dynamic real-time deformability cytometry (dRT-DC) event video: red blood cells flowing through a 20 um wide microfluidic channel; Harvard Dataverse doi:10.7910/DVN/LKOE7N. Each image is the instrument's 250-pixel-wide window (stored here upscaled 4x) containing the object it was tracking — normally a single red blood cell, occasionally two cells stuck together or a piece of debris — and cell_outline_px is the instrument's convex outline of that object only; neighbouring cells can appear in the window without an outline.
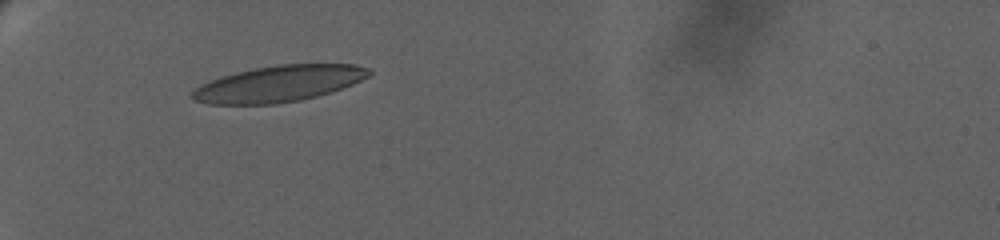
{"species": "human", "species_latin": "Homo sapiens", "temperature_condition": "warm", "stored_images_in_passage": 54, "camera_frame_rate_fps": 3000, "um_per_image_px": 0.085, "donor": {"sex": "female"}, "frame": {"image": 1, "passage_image": 1, "time_ms": 0.0, "image_size_px": [1000, 240], "cell_outline_px": [[372, 76], [332, 92], [300, 100], [276, 104], [208, 104], [192, 100], [188, 96], [200, 84], [220, 76], [236, 72], [276, 64], [356, 64], [372, 68]], "centroid_in_image_um": [23.72, 7.11], "position_along_channel_um": 61.3, "area_um2": 37.69}}
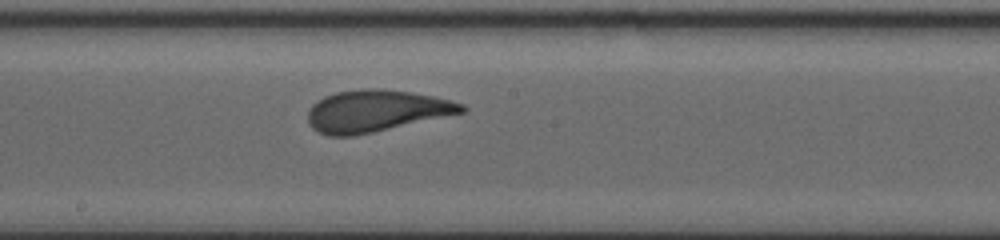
{"frame": {"image": 2, "passage_image": 29, "time_ms": 6.0, "image_size_px": [1000, 240], "cell_outline_px": [[468, 108], [464, 112], [372, 132], [352, 136], [328, 136], [312, 128], [308, 124], [308, 108], [316, 100], [324, 96], [336, 92], [364, 88], [376, 88], [412, 92], [452, 100], [464, 104]], "centroid_in_image_um": [31.93, 9.42], "position_along_channel_um": 216.3, "area_um2": 37.4}}
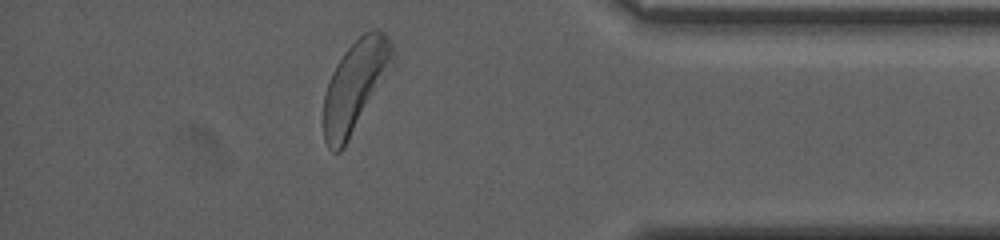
{"frame": {"image": 3, "passage_image": 48, "time_ms": 13.0, "image_size_px": [1000, 240], "cell_outline_px": [[396, 52], [344, 148], [340, 152], [332, 152], [328, 148], [324, 140], [324, 96], [332, 72], [336, 64], [344, 52], [364, 32], [372, 28], [376, 28], [384, 32], [388, 36]], "centroid_in_image_um": [30.14, 7.27], "position_along_channel_um": 405.1, "area_um2": 35.14}, "authors_computed_cell_mechanics": {"area_um2": 37.3677, "velocity_mm_per_s": 2.9631, "shape_relaxation_time_tau1_ms": 4.4883, "shape_relaxation_time_tau2_ms": 1.1493, "deformation_change_tau1": 0.1603, "deformation_change_tau2": 0.0815}}